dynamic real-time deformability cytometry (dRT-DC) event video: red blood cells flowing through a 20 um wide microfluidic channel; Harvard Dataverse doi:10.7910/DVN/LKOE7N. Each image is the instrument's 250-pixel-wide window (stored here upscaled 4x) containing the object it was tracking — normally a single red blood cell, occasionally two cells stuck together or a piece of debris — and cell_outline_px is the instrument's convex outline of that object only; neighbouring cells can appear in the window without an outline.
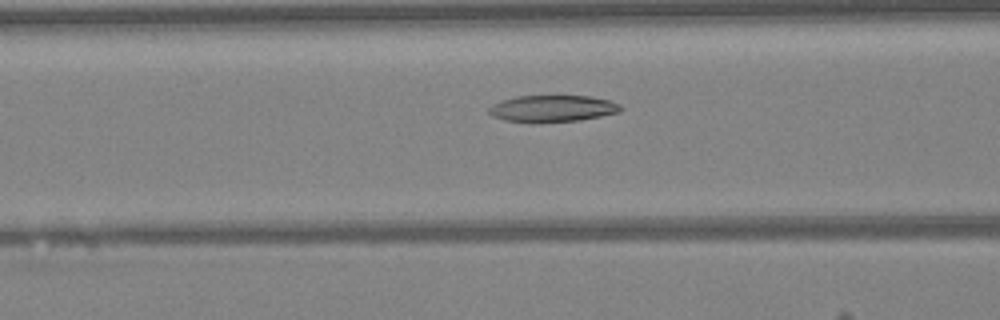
{"species": "Egyptian fruit bat (a non-hibernating species)", "species_latin": "Rousettus aegyptiacus", "temperature_condition": "warm", "stored_images_in_passage": 46, "camera_frame_rate_fps": 3000, "um_per_image_px": 0.085, "animal": {"sex": "female"}, "frame": {"image": 1, "passage_image": 17, "time_ms": 5.333, "image_size_px": [1000, 320], "cell_outline_px": [[624, 108], [620, 112], [600, 116], [576, 120], [504, 120], [492, 116], [488, 112], [488, 108], [492, 104], [500, 100], [516, 96], [592, 96], [608, 100], [620, 104]], "centroid_in_image_um": [46.98, 9.18], "position_along_channel_um": 119.6, "area_um2": 19.83}}
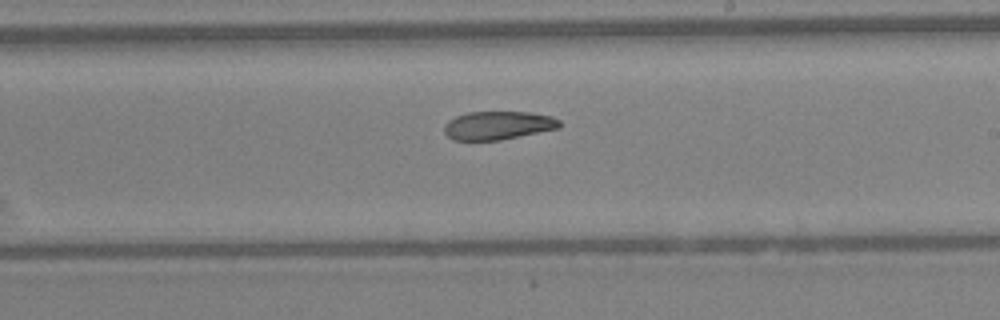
{"frame": {"image": 2, "passage_image": 26, "time_ms": 8.333, "image_size_px": [1000, 320], "cell_outline_px": [[560, 128], [500, 140], [452, 140], [444, 132], [444, 124], [448, 120], [456, 116], [468, 112], [528, 112], [552, 116], [560, 120]], "centroid_in_image_um": [42.32, 10.66], "position_along_channel_um": 246.7, "area_um2": 19.13}}
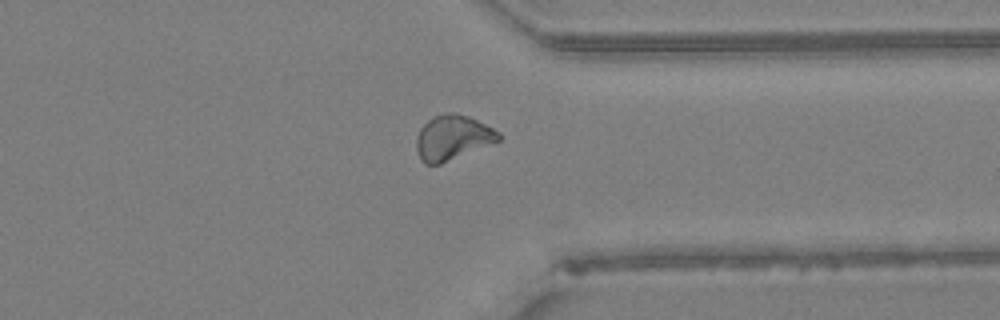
{"frame": {"image": 3, "passage_image": 35, "time_ms": 11.333, "image_size_px": [1000, 320], "cell_outline_px": [[500, 140], [440, 164], [424, 164], [420, 160], [416, 148], [416, 136], [420, 128], [432, 116], [444, 112], [456, 112], [468, 116], [500, 132]], "centroid_in_image_um": [38.42, 11.68], "position_along_channel_um": 373.0, "area_um2": 21.44}, "authors_computed_cell_mechanics": {"area_um2": 20.7791, "velocity_mm_per_s": 4.2785, "shape_relaxation_time_tau1_ms": null, "shape_relaxation_time_tau2_ms": 7.423, "deformation_change_tau1": null, "deformation_change_tau2": 0.1571}}